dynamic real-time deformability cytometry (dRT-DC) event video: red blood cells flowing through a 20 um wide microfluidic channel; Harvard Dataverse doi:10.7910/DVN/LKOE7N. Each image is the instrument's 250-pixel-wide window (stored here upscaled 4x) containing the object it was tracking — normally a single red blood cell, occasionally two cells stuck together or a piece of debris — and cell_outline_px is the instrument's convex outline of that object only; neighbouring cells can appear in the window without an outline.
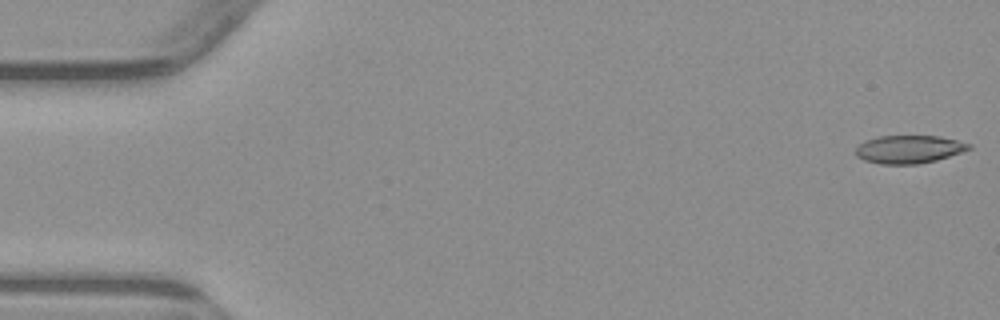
{"species": "common noctule bat (a hibernating species)", "species_latin": "Nyctalus noctula", "temperature_condition": "warm", "stored_images_in_passage": 4, "camera_frame_rate_fps": 3000, "um_per_image_px": 0.085, "animal": {"sex": "male", "body_mass_g": 23.1, "forearm_length_mm": 52.7}, "frame": {"image": 1, "passage_image": 1, "time_ms": 0.0, "image_size_px": [1000, 320], "cell_outline_px": [[972, 148], [936, 160], [916, 164], [880, 164], [864, 160], [856, 156], [856, 148], [860, 144], [868, 140], [880, 136], [940, 136], [972, 144]], "centroid_in_image_um": [77.26, 12.69], "position_along_channel_um": 7.7, "area_um2": 18.26}}